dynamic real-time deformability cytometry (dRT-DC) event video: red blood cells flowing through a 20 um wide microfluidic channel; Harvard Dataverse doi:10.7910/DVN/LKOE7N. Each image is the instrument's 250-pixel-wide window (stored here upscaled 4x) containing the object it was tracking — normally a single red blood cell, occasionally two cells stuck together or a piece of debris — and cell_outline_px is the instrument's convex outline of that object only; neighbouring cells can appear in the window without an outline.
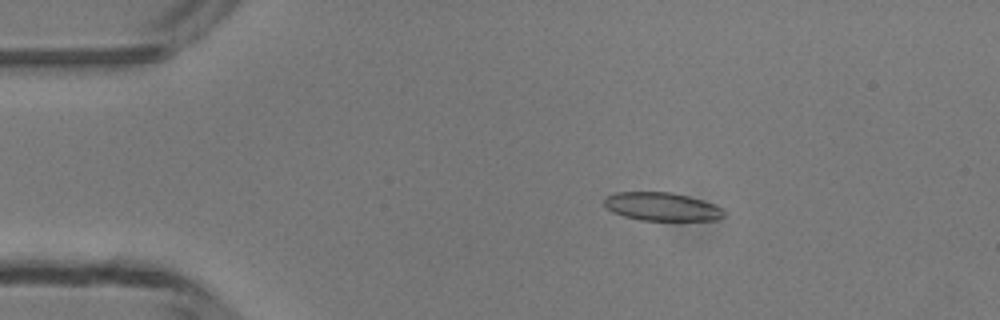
{"species": "common noctule bat (a hibernating species)", "species_latin": "Nyctalus noctula", "temperature_condition": "room temperature", "stored_images_in_passage": 5, "camera_frame_rate_fps": 3000, "um_per_image_px": 0.085, "animal": {"sex": "male", "body_mass_g": 13.3}, "frame": {"image": 1, "passage_image": 2, "time_ms": 1.333, "image_size_px": [1000, 320], "cell_outline_px": [[724, 216], [716, 220], [640, 220], [624, 216], [612, 212], [604, 204], [604, 196], [616, 192], [672, 192], [688, 196], [712, 204], [720, 208], [724, 212]], "centroid_in_image_um": [56.2, 17.56], "position_along_channel_um": 28.8, "area_um2": 19.59}}
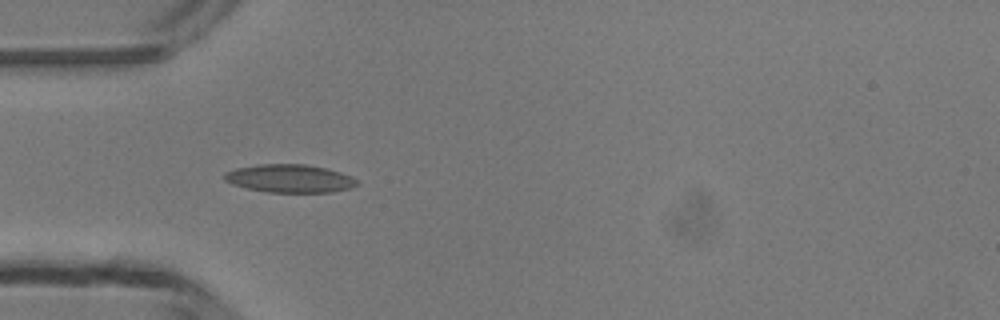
{"frame": {"image": 2, "passage_image": 4, "time_ms": 3.333, "image_size_px": [1000, 320], "cell_outline_px": [[360, 184], [348, 188], [332, 192], [268, 192], [248, 188], [232, 184], [224, 180], [224, 172], [236, 168], [260, 164], [304, 164], [328, 168], [352, 176]], "centroid_in_image_um": [24.63, 15.16], "position_along_channel_um": 60.4, "area_um2": 21.68}}
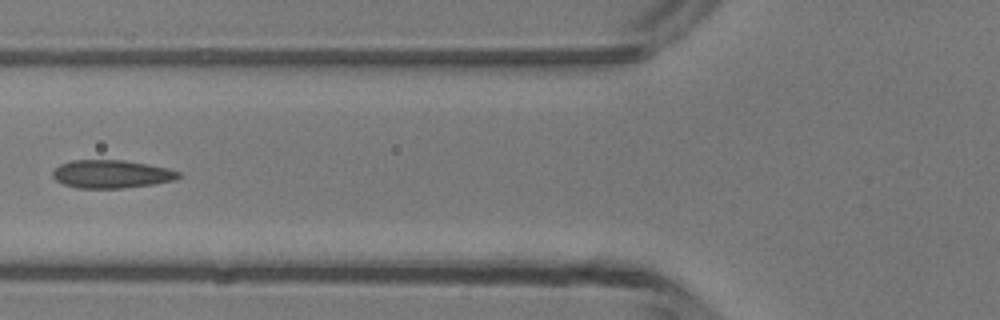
{"frame": {"image": 3, "passage_image": 5, "time_ms": 4.667, "image_size_px": [1000, 320], "cell_outline_px": [[180, 176], [172, 180], [152, 184], [120, 188], [76, 188], [64, 184], [56, 180], [52, 176], [52, 172], [60, 164], [72, 160], [124, 160], [148, 164], [168, 168], [180, 172]], "centroid_in_image_um": [9.44, 14.79], "position_along_channel_um": 116.4, "area_um2": 20.46}}